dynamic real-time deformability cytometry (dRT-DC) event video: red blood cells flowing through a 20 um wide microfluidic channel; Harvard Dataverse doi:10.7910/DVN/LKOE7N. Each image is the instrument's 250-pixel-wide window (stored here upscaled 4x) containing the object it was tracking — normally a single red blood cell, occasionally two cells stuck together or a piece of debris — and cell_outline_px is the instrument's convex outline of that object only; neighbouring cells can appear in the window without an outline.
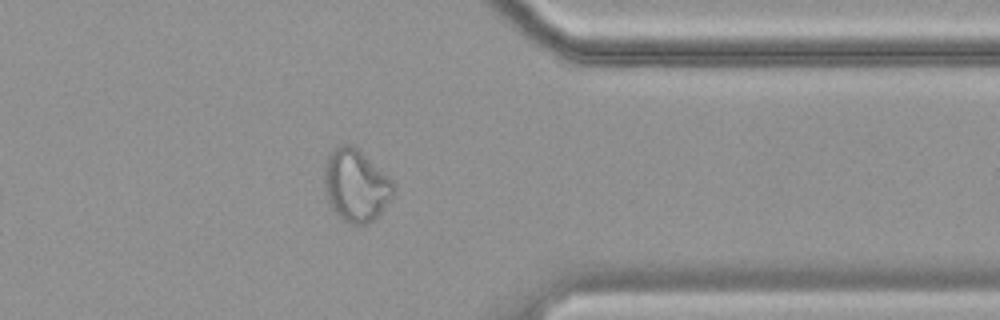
{"species": "common noctule bat (a hibernating species)", "species_latin": "Nyctalus noctula", "temperature_condition": "cold", "stored_images_in_passage": 43, "camera_frame_rate_fps": 3000, "um_per_image_px": 0.085, "animal": {"sex": "female", "body_mass_g": 19.9}, "frame": {"image": 1, "passage_image": 31, "time_ms": 10.0, "image_size_px": [1000, 320], "cell_outline_px": [[396, 188], [392, 196], [380, 212], [368, 224], [352, 224], [344, 220], [332, 208], [328, 200], [324, 188], [324, 168], [328, 152], [344, 144], [352, 144], [388, 176], [396, 184]], "centroid_in_image_um": [30.24, 15.74], "position_along_channel_um": 381.2, "area_um2": 28.84}, "authors_computed_cell_mechanics": {"area_um2": 24.0448, "velocity_mm_per_s": 3.475, "shape_relaxation_time_tau1_ms": null, "shape_relaxation_time_tau2_ms": 2.0442, "deformation_change_tau1": null, "deformation_change_tau2": 0.0803}}